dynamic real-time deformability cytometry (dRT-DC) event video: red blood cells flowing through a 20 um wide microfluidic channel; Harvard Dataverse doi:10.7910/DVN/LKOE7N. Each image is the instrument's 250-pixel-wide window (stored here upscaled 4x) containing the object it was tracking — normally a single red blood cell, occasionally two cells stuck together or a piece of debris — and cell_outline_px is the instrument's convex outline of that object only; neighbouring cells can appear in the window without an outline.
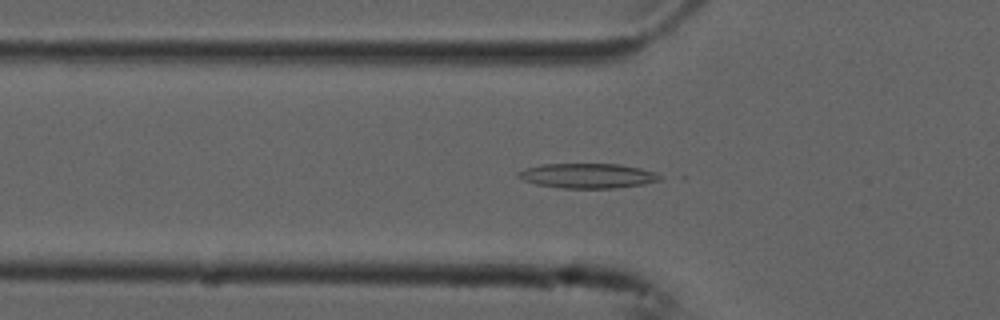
{"species": "common noctule bat (a hibernating species)", "species_latin": "Nyctalus noctula", "temperature_condition": "cold", "stored_images_in_passage": 55, "camera_frame_rate_fps": 3000, "um_per_image_px": 0.085, "animal": {"sex": "male", "forearm_length_mm": 52.5}, "frame": {"image": 1, "passage_image": 18, "time_ms": 5.667, "image_size_px": [1000, 320], "cell_outline_px": [[664, 176], [660, 180], [644, 184], [616, 188], [560, 188], [536, 184], [524, 180], [516, 176], [516, 172], [528, 168], [544, 164], [620, 164], [640, 168]], "centroid_in_image_um": [49.95, 14.94], "position_along_channel_um": 75.8, "area_um2": 20.4}}
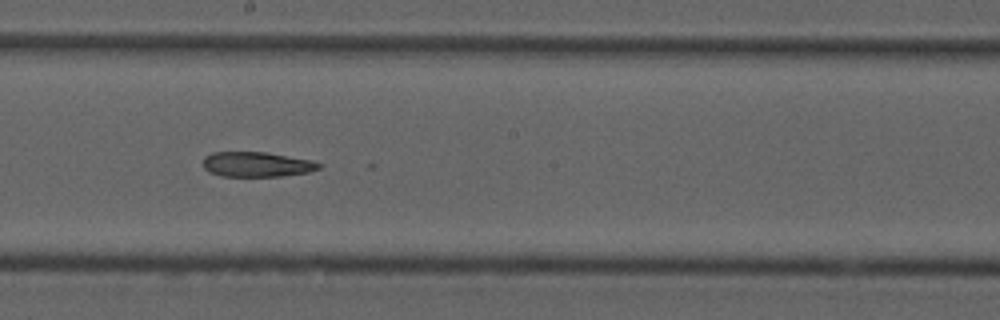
{"frame": {"image": 2, "passage_image": 30, "time_ms": 9.667, "image_size_px": [1000, 320], "cell_outline_px": [[324, 164], [320, 168], [308, 172], [280, 176], [220, 176], [208, 172], [204, 168], [204, 156], [212, 152], [264, 152], [312, 160]], "centroid_in_image_um": [21.82, 13.97], "position_along_channel_um": 226.4, "area_um2": 16.88}}
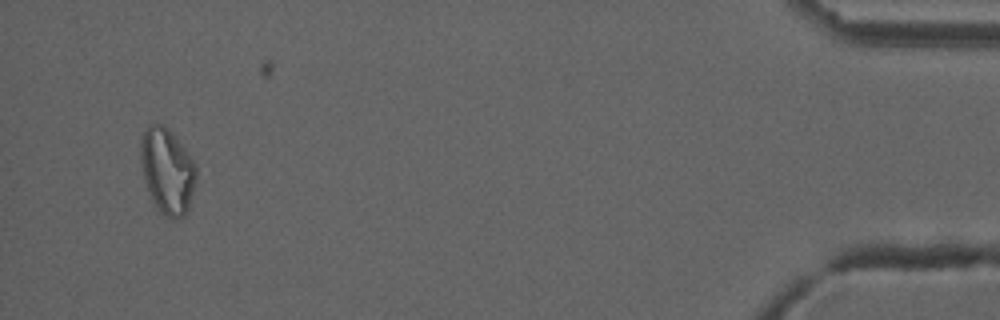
{"frame": {"image": 3, "passage_image": 52, "time_ms": 17.0, "image_size_px": [1000, 320], "cell_outline_px": [[196, 176], [188, 208], [184, 216], [180, 220], [172, 220], [156, 212], [144, 180], [140, 160], [140, 140], [148, 124], [164, 124], [172, 132], [184, 148], [192, 160], [196, 168]], "centroid_in_image_um": [14.18, 14.57], "position_along_channel_um": 421.0, "area_um2": 27.98}, "authors_computed_cell_mechanics": {"area_um2": 20.5768, "velocity_mm_per_s": 3.7524, "shape_relaxation_time_tau1_ms": null, "shape_relaxation_time_tau2_ms": 8.3962, "deformation_change_tau1": null, "deformation_change_tau2": 0.1898}}